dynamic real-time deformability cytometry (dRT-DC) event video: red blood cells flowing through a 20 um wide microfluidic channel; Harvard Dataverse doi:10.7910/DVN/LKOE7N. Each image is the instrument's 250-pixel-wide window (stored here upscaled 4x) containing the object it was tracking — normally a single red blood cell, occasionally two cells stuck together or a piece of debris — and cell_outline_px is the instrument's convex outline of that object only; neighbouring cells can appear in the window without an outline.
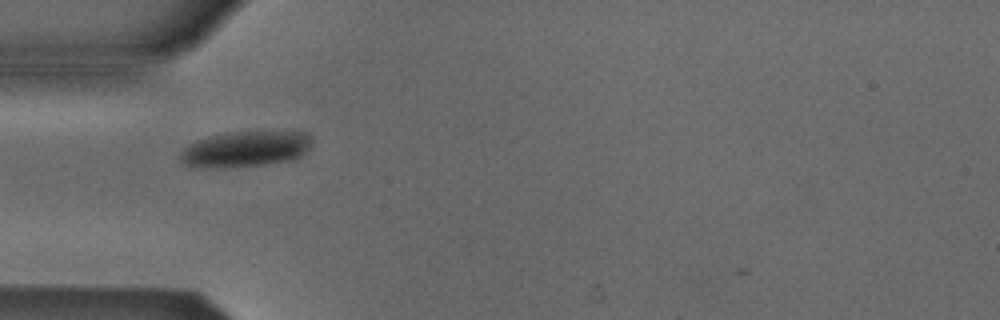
{"species": "Egyptian fruit bat (a non-hibernating species)", "species_latin": "Rousettus aegyptiacus", "temperature_condition": "cold", "stored_images_in_passage": 3, "camera_frame_rate_fps": 3000, "um_per_image_px": 0.085, "animal": {"sex": "male"}, "frame": {"image": 1, "passage_image": 1, "time_ms": 0.0, "image_size_px": [1000, 320], "cell_outline_px": [[308, 140], [300, 156], [288, 160], [264, 164], [224, 168], [188, 168], [180, 160], [180, 152], [188, 144], [196, 140], [208, 136], [228, 132], [300, 132], [308, 136]], "centroid_in_image_um": [20.65, 12.7], "position_along_channel_um": 64.3, "area_um2": 26.99}}
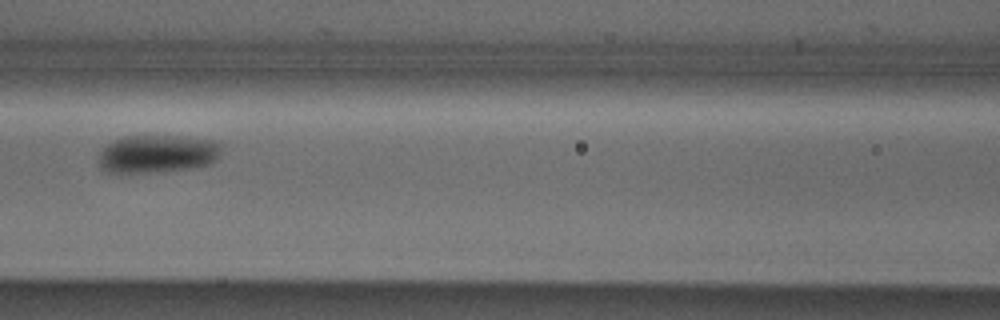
{"frame": {"image": 2, "passage_image": 3, "time_ms": 2.333, "image_size_px": [1000, 320], "cell_outline_px": [[220, 156], [212, 164], [192, 168], [144, 172], [112, 172], [100, 168], [100, 152], [112, 140], [124, 136], [184, 136], [212, 140], [220, 144]], "centroid_in_image_um": [13.41, 13.06], "position_along_channel_um": 153.2, "area_um2": 26.99}}